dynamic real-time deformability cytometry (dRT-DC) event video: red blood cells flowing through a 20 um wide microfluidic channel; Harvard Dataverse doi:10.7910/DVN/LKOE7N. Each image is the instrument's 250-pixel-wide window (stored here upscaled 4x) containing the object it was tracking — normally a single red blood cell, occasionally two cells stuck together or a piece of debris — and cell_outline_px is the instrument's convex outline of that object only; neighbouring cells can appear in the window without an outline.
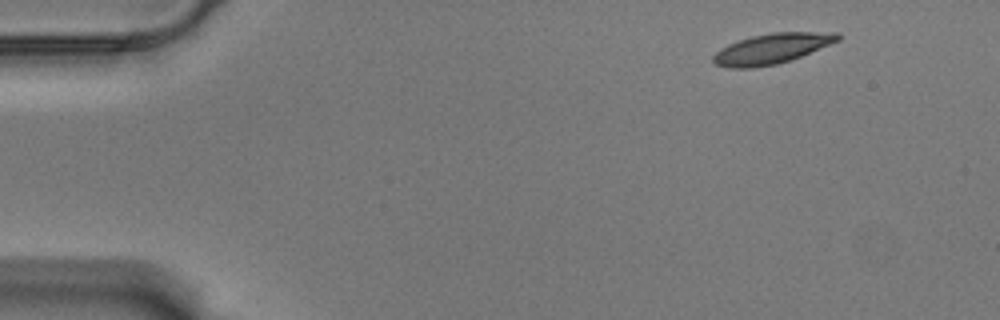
{"species": "Egyptian fruit bat (a non-hibernating species)", "species_latin": "Rousettus aegyptiacus", "temperature_condition": "warm", "stored_images_in_passage": 53, "camera_frame_rate_fps": 3000, "um_per_image_px": 0.085, "animal": {"sex": "male"}, "frame": {"image": 1, "passage_image": 1, "time_ms": 0.0, "image_size_px": [1000, 320], "cell_outline_px": [[840, 40], [800, 56], [776, 64], [752, 68], [728, 68], [716, 64], [712, 60], [712, 56], [720, 48], [728, 44], [752, 36], [772, 32], [840, 32]], "centroid_in_image_um": [65.58, 4.13], "position_along_channel_um": 19.4, "area_um2": 21.79}}
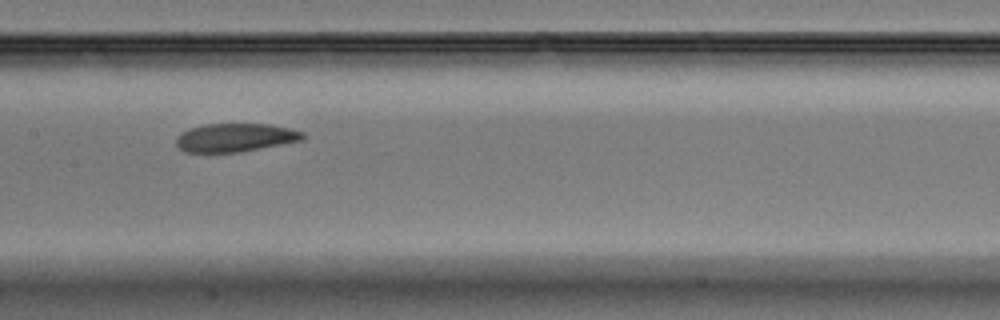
{"frame": {"image": 2, "passage_image": 24, "time_ms": 7.667, "image_size_px": [1000, 320], "cell_outline_px": [[304, 140], [240, 152], [184, 152], [176, 144], [176, 136], [180, 132], [204, 124], [268, 124], [288, 128], [304, 132]], "centroid_in_image_um": [19.99, 11.69], "position_along_channel_um": 187.4, "area_um2": 20.92}}
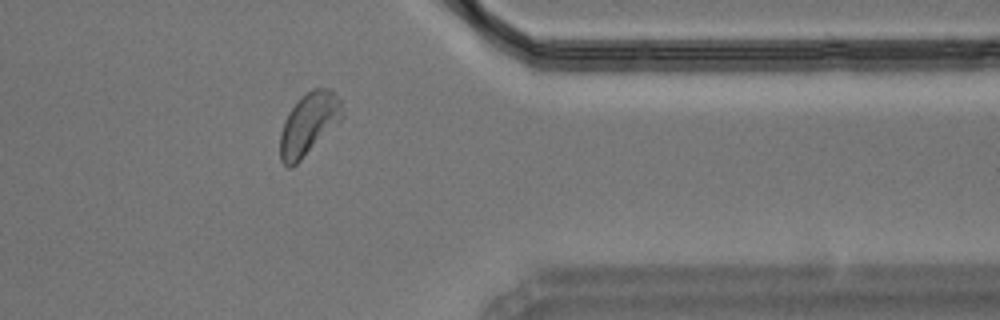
{"frame": {"image": 3, "passage_image": 42, "time_ms": 13.667, "image_size_px": [1000, 320], "cell_outline_px": [[344, 116], [292, 168], [288, 168], [280, 160], [280, 132], [284, 120], [288, 112], [312, 88], [328, 88], [340, 100], [344, 112]], "centroid_in_image_um": [26.22, 10.55], "position_along_channel_um": 385.2, "area_um2": 21.96}, "authors_computed_cell_mechanics": {"area_um2": 21.8484, "velocity_mm_per_s": 3.4843, "shape_relaxation_time_tau1_ms": null, "shape_relaxation_time_tau2_ms": 4.5314, "deformation_change_tau1": null, "deformation_change_tau2": 0.1063}}